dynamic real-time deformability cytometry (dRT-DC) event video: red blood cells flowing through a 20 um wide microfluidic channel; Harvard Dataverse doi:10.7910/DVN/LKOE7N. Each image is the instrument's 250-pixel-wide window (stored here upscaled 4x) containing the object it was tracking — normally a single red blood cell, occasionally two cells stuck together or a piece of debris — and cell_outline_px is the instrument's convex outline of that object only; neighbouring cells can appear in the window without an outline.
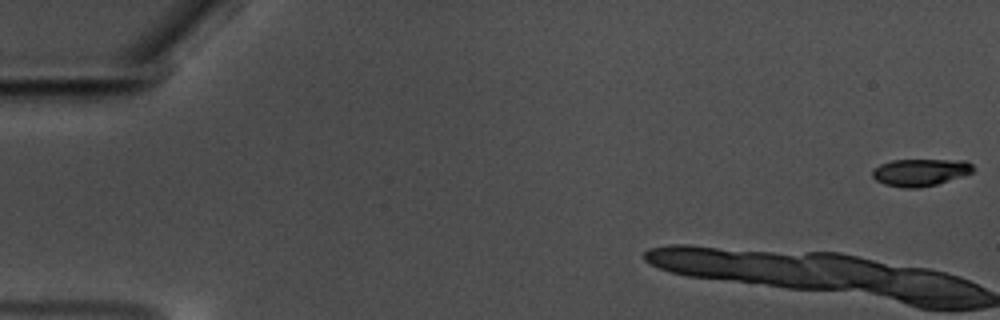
{"species": "common noctule bat (a hibernating species)", "species_latin": "Nyctalus noctula", "temperature_condition": "warm", "stored_images_in_passage": 11, "camera_frame_rate_fps": 3000, "um_per_image_px": 0.085, "animal": {"sex": "male", "body_mass_g": 17.5, "forearm_length_mm": 52.3}, "frame": {"image": 1, "passage_image": 1, "time_ms": 0.0, "image_size_px": [1000, 320], "cell_outline_px": [[972, 172], [936, 184], [916, 188], [904, 188], [884, 184], [876, 180], [872, 176], [872, 168], [880, 164], [892, 160], [968, 160], [972, 164]], "centroid_in_image_um": [78.17, 14.64], "position_along_channel_um": 6.8, "area_um2": 15.84}}